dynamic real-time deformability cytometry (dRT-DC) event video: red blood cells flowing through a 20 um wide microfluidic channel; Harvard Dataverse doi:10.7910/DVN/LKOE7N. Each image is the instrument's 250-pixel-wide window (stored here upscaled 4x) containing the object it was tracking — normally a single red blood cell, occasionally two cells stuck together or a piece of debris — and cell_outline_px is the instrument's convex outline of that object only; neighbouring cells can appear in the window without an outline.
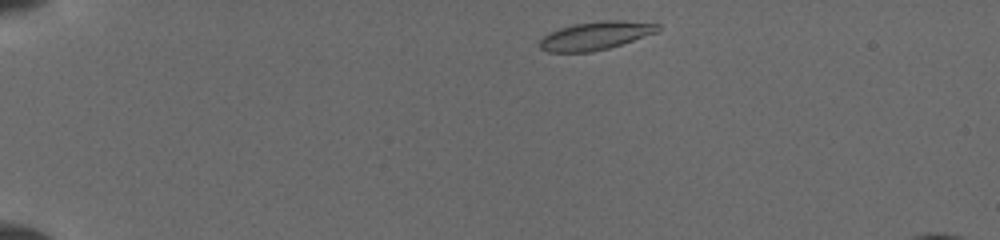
{"species": "common noctule bat (a hibernating species)", "species_latin": "Nyctalus noctula", "temperature_condition": "cold", "stored_images_in_passage": 43, "camera_frame_rate_fps": 3000, "um_per_image_px": 0.085, "animal": {"sex": "female", "body_mass_g": 19.5, "forearm_length_mm": 54.1}, "frame": {"image": 1, "passage_image": 1, "time_ms": 0.0, "image_size_px": [1000, 240], "cell_outline_px": [[660, 28], [656, 32], [608, 48], [592, 52], [548, 52], [540, 48], [540, 40], [548, 32], [572, 24], [604, 20], [624, 20], [660, 24]], "centroid_in_image_um": [50.59, 3.02], "position_along_channel_um": 34.4, "area_um2": 19.31}}
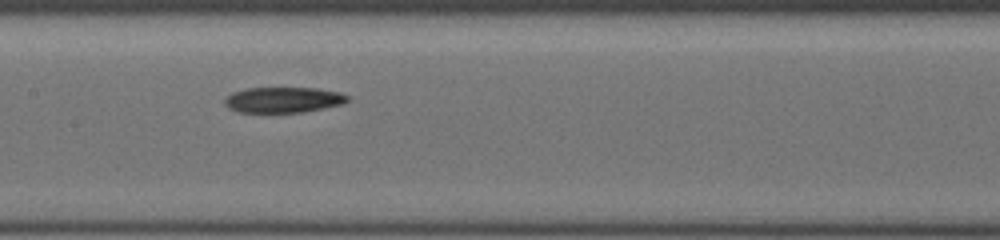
{"frame": {"image": 2, "passage_image": 19, "time_ms": 5.667, "image_size_px": [1000, 240], "cell_outline_px": [[352, 100], [344, 104], [304, 112], [236, 112], [228, 108], [224, 104], [224, 100], [232, 92], [244, 88], [320, 88], [340, 92], [348, 96]], "centroid_in_image_um": [24.11, 8.48], "position_along_channel_um": 183.3, "area_um2": 18.61}}
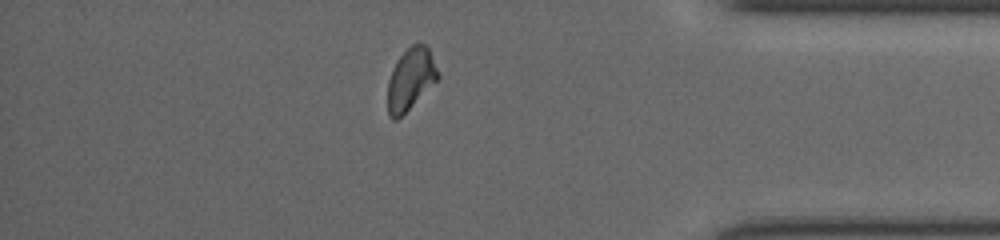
{"frame": {"image": 3, "passage_image": 37, "time_ms": 11.667, "image_size_px": [1000, 240], "cell_outline_px": [[440, 76], [396, 120], [392, 120], [388, 116], [388, 80], [392, 68], [396, 60], [412, 44], [424, 44], [428, 48]], "centroid_in_image_um": [34.86, 6.7], "position_along_channel_um": 400.3, "area_um2": 17.51}}